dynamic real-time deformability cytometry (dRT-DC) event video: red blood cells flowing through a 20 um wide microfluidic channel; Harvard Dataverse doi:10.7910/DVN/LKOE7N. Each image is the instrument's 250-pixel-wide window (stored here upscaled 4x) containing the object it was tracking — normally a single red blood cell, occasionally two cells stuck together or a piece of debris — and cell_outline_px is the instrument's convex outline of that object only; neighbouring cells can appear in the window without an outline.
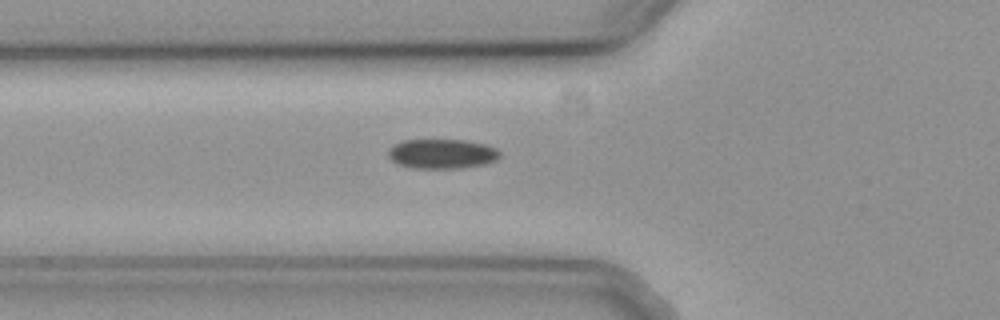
{"species": "common noctule bat (a hibernating species)", "species_latin": "Nyctalus noctula", "temperature_condition": "cold", "stored_images_in_passage": 36, "camera_frame_rate_fps": 3000, "um_per_image_px": 0.085, "animal": {"sex": "female", "body_mass_g": 19.3, "forearm_length_mm": 54.1}, "frame": {"image": 1, "passage_image": 2, "time_ms": 0.333, "image_size_px": [1000, 320], "cell_outline_px": [[500, 156], [496, 160], [484, 164], [460, 168], [412, 168], [396, 164], [388, 156], [388, 148], [404, 140], [464, 140], [484, 144], [496, 148], [500, 152]], "centroid_in_image_um": [37.55, 13.08], "position_along_channel_um": 88.2, "area_um2": 19.25}}
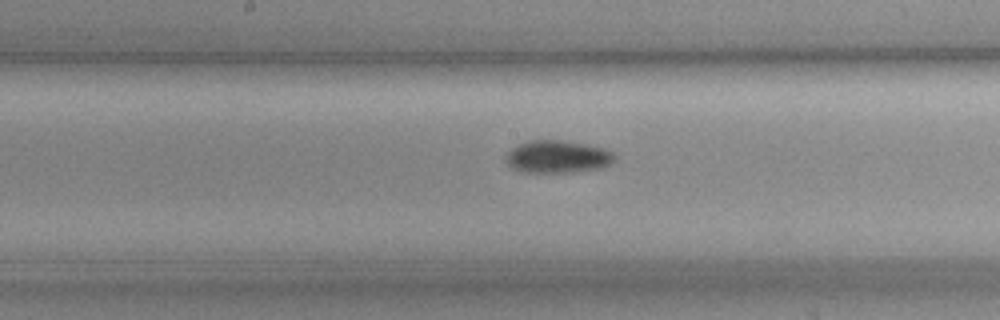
{"frame": {"image": 2, "passage_image": 11, "time_ms": 3.333, "image_size_px": [1000, 320], "cell_outline_px": [[616, 156], [608, 164], [600, 168], [572, 172], [524, 172], [512, 168], [504, 160], [504, 156], [512, 148], [528, 140], [560, 140], [584, 144], [604, 148], [612, 152]], "centroid_in_image_um": [47.34, 13.32], "position_along_channel_um": 200.9, "area_um2": 20.46}}
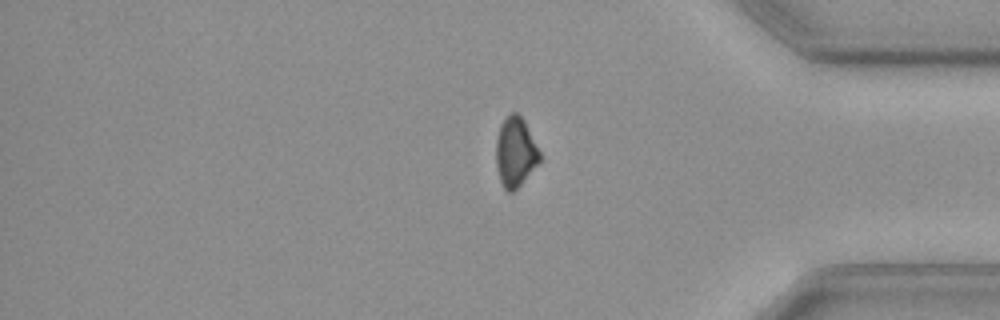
{"frame": {"image": 3, "passage_image": 28, "time_ms": 9.0, "image_size_px": [1000, 320], "cell_outline_px": [[540, 160], [520, 184], [512, 192], [508, 192], [504, 188], [500, 180], [496, 164], [496, 140], [500, 124], [512, 112], [516, 112], [524, 120], [540, 152]], "centroid_in_image_um": [43.79, 12.91], "position_along_channel_um": 391.4, "area_um2": 17.34}}